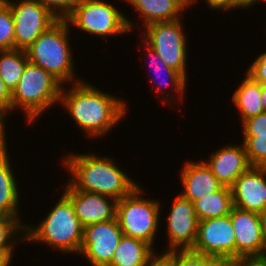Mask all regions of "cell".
Listing matches in <instances>:
<instances>
[{
  "mask_svg": "<svg viewBox=\"0 0 266 266\" xmlns=\"http://www.w3.org/2000/svg\"><path fill=\"white\" fill-rule=\"evenodd\" d=\"M208 266H235V258H214L208 256Z\"/></svg>",
  "mask_w": 266,
  "mask_h": 266,
  "instance_id": "cell-35",
  "label": "cell"
},
{
  "mask_svg": "<svg viewBox=\"0 0 266 266\" xmlns=\"http://www.w3.org/2000/svg\"><path fill=\"white\" fill-rule=\"evenodd\" d=\"M22 221L20 217L0 216V253H15L14 245L25 241L26 223Z\"/></svg>",
  "mask_w": 266,
  "mask_h": 266,
  "instance_id": "cell-25",
  "label": "cell"
},
{
  "mask_svg": "<svg viewBox=\"0 0 266 266\" xmlns=\"http://www.w3.org/2000/svg\"><path fill=\"white\" fill-rule=\"evenodd\" d=\"M119 9L105 0H79L66 20L86 34L107 39L134 30L132 19Z\"/></svg>",
  "mask_w": 266,
  "mask_h": 266,
  "instance_id": "cell-7",
  "label": "cell"
},
{
  "mask_svg": "<svg viewBox=\"0 0 266 266\" xmlns=\"http://www.w3.org/2000/svg\"><path fill=\"white\" fill-rule=\"evenodd\" d=\"M11 104L12 93L5 86V83L3 82L2 77L0 75V116L4 119V121L7 120V113H11Z\"/></svg>",
  "mask_w": 266,
  "mask_h": 266,
  "instance_id": "cell-32",
  "label": "cell"
},
{
  "mask_svg": "<svg viewBox=\"0 0 266 266\" xmlns=\"http://www.w3.org/2000/svg\"><path fill=\"white\" fill-rule=\"evenodd\" d=\"M65 184L63 193L71 200L75 214L83 227L116 218L117 200L74 189L68 182Z\"/></svg>",
  "mask_w": 266,
  "mask_h": 266,
  "instance_id": "cell-14",
  "label": "cell"
},
{
  "mask_svg": "<svg viewBox=\"0 0 266 266\" xmlns=\"http://www.w3.org/2000/svg\"><path fill=\"white\" fill-rule=\"evenodd\" d=\"M261 96L264 110L266 112V84H261Z\"/></svg>",
  "mask_w": 266,
  "mask_h": 266,
  "instance_id": "cell-41",
  "label": "cell"
},
{
  "mask_svg": "<svg viewBox=\"0 0 266 266\" xmlns=\"http://www.w3.org/2000/svg\"><path fill=\"white\" fill-rule=\"evenodd\" d=\"M62 86L43 68L28 62L17 87L12 91L11 112L20 109L27 124H35L45 111L59 104Z\"/></svg>",
  "mask_w": 266,
  "mask_h": 266,
  "instance_id": "cell-5",
  "label": "cell"
},
{
  "mask_svg": "<svg viewBox=\"0 0 266 266\" xmlns=\"http://www.w3.org/2000/svg\"><path fill=\"white\" fill-rule=\"evenodd\" d=\"M186 1L191 5V7H192L193 4L198 3V0H186Z\"/></svg>",
  "mask_w": 266,
  "mask_h": 266,
  "instance_id": "cell-42",
  "label": "cell"
},
{
  "mask_svg": "<svg viewBox=\"0 0 266 266\" xmlns=\"http://www.w3.org/2000/svg\"><path fill=\"white\" fill-rule=\"evenodd\" d=\"M206 7L210 10H221L223 12L237 9V0H205Z\"/></svg>",
  "mask_w": 266,
  "mask_h": 266,
  "instance_id": "cell-33",
  "label": "cell"
},
{
  "mask_svg": "<svg viewBox=\"0 0 266 266\" xmlns=\"http://www.w3.org/2000/svg\"><path fill=\"white\" fill-rule=\"evenodd\" d=\"M263 257L266 259V247H265V251H264Z\"/></svg>",
  "mask_w": 266,
  "mask_h": 266,
  "instance_id": "cell-45",
  "label": "cell"
},
{
  "mask_svg": "<svg viewBox=\"0 0 266 266\" xmlns=\"http://www.w3.org/2000/svg\"><path fill=\"white\" fill-rule=\"evenodd\" d=\"M135 9L145 26L180 19L181 13L191 6L186 0H125ZM181 16V17H180ZM143 21V22H142Z\"/></svg>",
  "mask_w": 266,
  "mask_h": 266,
  "instance_id": "cell-19",
  "label": "cell"
},
{
  "mask_svg": "<svg viewBox=\"0 0 266 266\" xmlns=\"http://www.w3.org/2000/svg\"><path fill=\"white\" fill-rule=\"evenodd\" d=\"M70 85L67 89L62 86L59 103L88 138H103L125 119L127 101L87 81Z\"/></svg>",
  "mask_w": 266,
  "mask_h": 266,
  "instance_id": "cell-1",
  "label": "cell"
},
{
  "mask_svg": "<svg viewBox=\"0 0 266 266\" xmlns=\"http://www.w3.org/2000/svg\"><path fill=\"white\" fill-rule=\"evenodd\" d=\"M233 206L261 214L266 208V167L251 166L231 186Z\"/></svg>",
  "mask_w": 266,
  "mask_h": 266,
  "instance_id": "cell-15",
  "label": "cell"
},
{
  "mask_svg": "<svg viewBox=\"0 0 266 266\" xmlns=\"http://www.w3.org/2000/svg\"><path fill=\"white\" fill-rule=\"evenodd\" d=\"M252 166L266 167V135L243 137L242 141Z\"/></svg>",
  "mask_w": 266,
  "mask_h": 266,
  "instance_id": "cell-27",
  "label": "cell"
},
{
  "mask_svg": "<svg viewBox=\"0 0 266 266\" xmlns=\"http://www.w3.org/2000/svg\"><path fill=\"white\" fill-rule=\"evenodd\" d=\"M71 28L66 19H58L25 50L29 62L43 68L65 86L83 80L76 77L78 73L69 42Z\"/></svg>",
  "mask_w": 266,
  "mask_h": 266,
  "instance_id": "cell-4",
  "label": "cell"
},
{
  "mask_svg": "<svg viewBox=\"0 0 266 266\" xmlns=\"http://www.w3.org/2000/svg\"><path fill=\"white\" fill-rule=\"evenodd\" d=\"M235 266H266V259L263 256L237 257Z\"/></svg>",
  "mask_w": 266,
  "mask_h": 266,
  "instance_id": "cell-34",
  "label": "cell"
},
{
  "mask_svg": "<svg viewBox=\"0 0 266 266\" xmlns=\"http://www.w3.org/2000/svg\"><path fill=\"white\" fill-rule=\"evenodd\" d=\"M62 158L63 167L71 177L67 181L74 189L101 194L119 201L139 185L125 170L118 167L111 156H99L92 152H69Z\"/></svg>",
  "mask_w": 266,
  "mask_h": 266,
  "instance_id": "cell-2",
  "label": "cell"
},
{
  "mask_svg": "<svg viewBox=\"0 0 266 266\" xmlns=\"http://www.w3.org/2000/svg\"><path fill=\"white\" fill-rule=\"evenodd\" d=\"M123 235L117 218L90 224L84 227L78 256L86 257L91 266H108Z\"/></svg>",
  "mask_w": 266,
  "mask_h": 266,
  "instance_id": "cell-10",
  "label": "cell"
},
{
  "mask_svg": "<svg viewBox=\"0 0 266 266\" xmlns=\"http://www.w3.org/2000/svg\"><path fill=\"white\" fill-rule=\"evenodd\" d=\"M239 144H226L204 160L224 186L231 187L235 180L252 166L243 143Z\"/></svg>",
  "mask_w": 266,
  "mask_h": 266,
  "instance_id": "cell-16",
  "label": "cell"
},
{
  "mask_svg": "<svg viewBox=\"0 0 266 266\" xmlns=\"http://www.w3.org/2000/svg\"><path fill=\"white\" fill-rule=\"evenodd\" d=\"M142 43H143V46L146 50L145 52L147 54V57L150 60L149 64L152 66L151 69H153V71L157 73L156 76L157 75L161 76V74H164V77H165V78H163V80L161 79V81H158L159 79L158 80L155 79L156 77H154V76H153L154 78L152 77L151 82L154 80L153 81L154 84L152 87L154 89L156 87L155 92L159 93V94H157V96H159V95L162 96V95L166 94L165 97L162 98L163 104H165V103L167 104V102H165L167 100H169V105H170L172 100H173V102H172L173 105L175 103H179V102L184 101L185 94H186L185 90H187V86H188L187 85L188 80L181 73H179V72L175 71L174 69L170 68L169 66H167L162 61V59L159 57L157 52L155 50H153L150 46H148L144 41ZM158 76H157V78H158ZM159 82L160 83L162 82V83L160 84ZM163 82H164V84H163ZM154 85H155V87H154ZM167 85H168V87H169V85H171V87H172V88L170 87V89H171L170 92H167L166 90H164V89H168ZM172 91H174V93L176 92L175 95L176 96L178 95V96L175 98H178L177 100H179V101L174 100L175 99L174 94H172V96H171L170 93H172Z\"/></svg>",
  "mask_w": 266,
  "mask_h": 266,
  "instance_id": "cell-18",
  "label": "cell"
},
{
  "mask_svg": "<svg viewBox=\"0 0 266 266\" xmlns=\"http://www.w3.org/2000/svg\"><path fill=\"white\" fill-rule=\"evenodd\" d=\"M167 219L168 247L165 250L192 249L198 232L199 219L194 204L179 193L173 200Z\"/></svg>",
  "mask_w": 266,
  "mask_h": 266,
  "instance_id": "cell-12",
  "label": "cell"
},
{
  "mask_svg": "<svg viewBox=\"0 0 266 266\" xmlns=\"http://www.w3.org/2000/svg\"><path fill=\"white\" fill-rule=\"evenodd\" d=\"M159 255L170 266H208V256L191 249L171 250Z\"/></svg>",
  "mask_w": 266,
  "mask_h": 266,
  "instance_id": "cell-26",
  "label": "cell"
},
{
  "mask_svg": "<svg viewBox=\"0 0 266 266\" xmlns=\"http://www.w3.org/2000/svg\"><path fill=\"white\" fill-rule=\"evenodd\" d=\"M236 242V258L263 256L265 243L261 214L233 206L230 212Z\"/></svg>",
  "mask_w": 266,
  "mask_h": 266,
  "instance_id": "cell-13",
  "label": "cell"
},
{
  "mask_svg": "<svg viewBox=\"0 0 266 266\" xmlns=\"http://www.w3.org/2000/svg\"><path fill=\"white\" fill-rule=\"evenodd\" d=\"M179 171L183 186L180 195L194 203L218 190L224 185L212 173L210 167L203 161H186Z\"/></svg>",
  "mask_w": 266,
  "mask_h": 266,
  "instance_id": "cell-17",
  "label": "cell"
},
{
  "mask_svg": "<svg viewBox=\"0 0 266 266\" xmlns=\"http://www.w3.org/2000/svg\"><path fill=\"white\" fill-rule=\"evenodd\" d=\"M28 62L25 50H0V75L11 93L17 87Z\"/></svg>",
  "mask_w": 266,
  "mask_h": 266,
  "instance_id": "cell-24",
  "label": "cell"
},
{
  "mask_svg": "<svg viewBox=\"0 0 266 266\" xmlns=\"http://www.w3.org/2000/svg\"><path fill=\"white\" fill-rule=\"evenodd\" d=\"M193 204L199 221L226 216L233 208L231 187L223 186L220 190Z\"/></svg>",
  "mask_w": 266,
  "mask_h": 266,
  "instance_id": "cell-23",
  "label": "cell"
},
{
  "mask_svg": "<svg viewBox=\"0 0 266 266\" xmlns=\"http://www.w3.org/2000/svg\"><path fill=\"white\" fill-rule=\"evenodd\" d=\"M245 71L254 81L266 84V51L259 54Z\"/></svg>",
  "mask_w": 266,
  "mask_h": 266,
  "instance_id": "cell-31",
  "label": "cell"
},
{
  "mask_svg": "<svg viewBox=\"0 0 266 266\" xmlns=\"http://www.w3.org/2000/svg\"><path fill=\"white\" fill-rule=\"evenodd\" d=\"M231 98L238 109L241 124L246 119L265 112L262 103L261 84L254 81L246 73L245 78Z\"/></svg>",
  "mask_w": 266,
  "mask_h": 266,
  "instance_id": "cell-22",
  "label": "cell"
},
{
  "mask_svg": "<svg viewBox=\"0 0 266 266\" xmlns=\"http://www.w3.org/2000/svg\"><path fill=\"white\" fill-rule=\"evenodd\" d=\"M257 2L259 3V0H237V9H249Z\"/></svg>",
  "mask_w": 266,
  "mask_h": 266,
  "instance_id": "cell-37",
  "label": "cell"
},
{
  "mask_svg": "<svg viewBox=\"0 0 266 266\" xmlns=\"http://www.w3.org/2000/svg\"><path fill=\"white\" fill-rule=\"evenodd\" d=\"M261 221H262V230H263L264 243L266 245V208L261 213Z\"/></svg>",
  "mask_w": 266,
  "mask_h": 266,
  "instance_id": "cell-40",
  "label": "cell"
},
{
  "mask_svg": "<svg viewBox=\"0 0 266 266\" xmlns=\"http://www.w3.org/2000/svg\"><path fill=\"white\" fill-rule=\"evenodd\" d=\"M144 193L138 185L129 195L117 201L116 218L125 236L141 239L154 248L161 224L162 204L157 199L145 198Z\"/></svg>",
  "mask_w": 266,
  "mask_h": 266,
  "instance_id": "cell-6",
  "label": "cell"
},
{
  "mask_svg": "<svg viewBox=\"0 0 266 266\" xmlns=\"http://www.w3.org/2000/svg\"><path fill=\"white\" fill-rule=\"evenodd\" d=\"M14 49V21L9 4L0 6V50Z\"/></svg>",
  "mask_w": 266,
  "mask_h": 266,
  "instance_id": "cell-28",
  "label": "cell"
},
{
  "mask_svg": "<svg viewBox=\"0 0 266 266\" xmlns=\"http://www.w3.org/2000/svg\"><path fill=\"white\" fill-rule=\"evenodd\" d=\"M152 23L143 28L142 40L157 52L162 61L188 80V40L183 20Z\"/></svg>",
  "mask_w": 266,
  "mask_h": 266,
  "instance_id": "cell-8",
  "label": "cell"
},
{
  "mask_svg": "<svg viewBox=\"0 0 266 266\" xmlns=\"http://www.w3.org/2000/svg\"><path fill=\"white\" fill-rule=\"evenodd\" d=\"M13 256V253H0V266H11Z\"/></svg>",
  "mask_w": 266,
  "mask_h": 266,
  "instance_id": "cell-36",
  "label": "cell"
},
{
  "mask_svg": "<svg viewBox=\"0 0 266 266\" xmlns=\"http://www.w3.org/2000/svg\"><path fill=\"white\" fill-rule=\"evenodd\" d=\"M241 126L243 137L266 135V112L246 119Z\"/></svg>",
  "mask_w": 266,
  "mask_h": 266,
  "instance_id": "cell-30",
  "label": "cell"
},
{
  "mask_svg": "<svg viewBox=\"0 0 266 266\" xmlns=\"http://www.w3.org/2000/svg\"><path fill=\"white\" fill-rule=\"evenodd\" d=\"M8 146L0 152V216L21 217L17 174L10 163ZM13 171V172H12ZM18 185V186H17Z\"/></svg>",
  "mask_w": 266,
  "mask_h": 266,
  "instance_id": "cell-20",
  "label": "cell"
},
{
  "mask_svg": "<svg viewBox=\"0 0 266 266\" xmlns=\"http://www.w3.org/2000/svg\"><path fill=\"white\" fill-rule=\"evenodd\" d=\"M61 195L39 225H25V242H41L59 250V253L79 254L84 227L75 214L71 200L64 193Z\"/></svg>",
  "mask_w": 266,
  "mask_h": 266,
  "instance_id": "cell-3",
  "label": "cell"
},
{
  "mask_svg": "<svg viewBox=\"0 0 266 266\" xmlns=\"http://www.w3.org/2000/svg\"><path fill=\"white\" fill-rule=\"evenodd\" d=\"M148 266H170L159 254Z\"/></svg>",
  "mask_w": 266,
  "mask_h": 266,
  "instance_id": "cell-39",
  "label": "cell"
},
{
  "mask_svg": "<svg viewBox=\"0 0 266 266\" xmlns=\"http://www.w3.org/2000/svg\"><path fill=\"white\" fill-rule=\"evenodd\" d=\"M6 2L13 15L14 49L26 50L58 20L37 0H6Z\"/></svg>",
  "mask_w": 266,
  "mask_h": 266,
  "instance_id": "cell-9",
  "label": "cell"
},
{
  "mask_svg": "<svg viewBox=\"0 0 266 266\" xmlns=\"http://www.w3.org/2000/svg\"><path fill=\"white\" fill-rule=\"evenodd\" d=\"M5 126L6 125H0V152L8 145Z\"/></svg>",
  "mask_w": 266,
  "mask_h": 266,
  "instance_id": "cell-38",
  "label": "cell"
},
{
  "mask_svg": "<svg viewBox=\"0 0 266 266\" xmlns=\"http://www.w3.org/2000/svg\"><path fill=\"white\" fill-rule=\"evenodd\" d=\"M157 255L147 242L123 235L108 266H148Z\"/></svg>",
  "mask_w": 266,
  "mask_h": 266,
  "instance_id": "cell-21",
  "label": "cell"
},
{
  "mask_svg": "<svg viewBox=\"0 0 266 266\" xmlns=\"http://www.w3.org/2000/svg\"><path fill=\"white\" fill-rule=\"evenodd\" d=\"M195 252L214 258H236V242L230 214L199 221Z\"/></svg>",
  "mask_w": 266,
  "mask_h": 266,
  "instance_id": "cell-11",
  "label": "cell"
},
{
  "mask_svg": "<svg viewBox=\"0 0 266 266\" xmlns=\"http://www.w3.org/2000/svg\"><path fill=\"white\" fill-rule=\"evenodd\" d=\"M5 2L6 0H0V6H2Z\"/></svg>",
  "mask_w": 266,
  "mask_h": 266,
  "instance_id": "cell-44",
  "label": "cell"
},
{
  "mask_svg": "<svg viewBox=\"0 0 266 266\" xmlns=\"http://www.w3.org/2000/svg\"><path fill=\"white\" fill-rule=\"evenodd\" d=\"M6 121H4V119L0 116V125H5L6 123H5Z\"/></svg>",
  "mask_w": 266,
  "mask_h": 266,
  "instance_id": "cell-43",
  "label": "cell"
},
{
  "mask_svg": "<svg viewBox=\"0 0 266 266\" xmlns=\"http://www.w3.org/2000/svg\"><path fill=\"white\" fill-rule=\"evenodd\" d=\"M58 19H66L74 10L79 0H37Z\"/></svg>",
  "mask_w": 266,
  "mask_h": 266,
  "instance_id": "cell-29",
  "label": "cell"
}]
</instances>
